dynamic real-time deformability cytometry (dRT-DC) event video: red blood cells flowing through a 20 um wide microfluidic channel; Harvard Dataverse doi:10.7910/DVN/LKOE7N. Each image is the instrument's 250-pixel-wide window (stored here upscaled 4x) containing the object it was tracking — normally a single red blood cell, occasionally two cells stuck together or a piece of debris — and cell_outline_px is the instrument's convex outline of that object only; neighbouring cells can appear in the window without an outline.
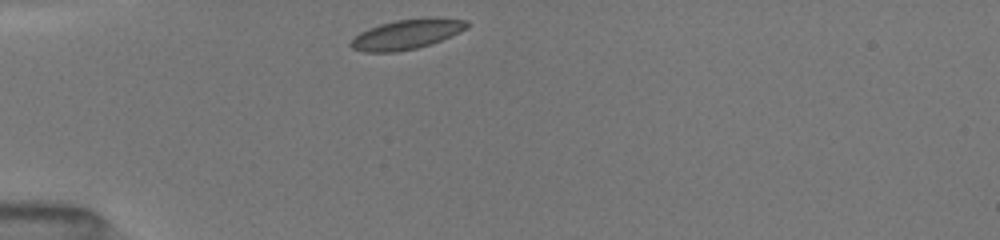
{"species": "common noctule bat (a hibernating species)", "species_latin": "Nyctalus noctula", "temperature_condition": "room temperature", "stored_images_in_passage": 14, "camera_frame_rate_fps": 3000, "um_per_image_px": 0.085, "animal": {"sex": "female", "body_mass_g": 19.5, "forearm_length_mm": 54.1}, "frame": {"image": 1, "passage_image": 1, "time_ms": 0.0, "image_size_px": [1000, 240], "cell_outline_px": [[468, 28], [460, 32], [432, 44], [416, 48], [396, 52], [364, 52], [352, 48], [348, 44], [360, 32], [368, 28], [380, 24], [396, 20], [428, 16], [436, 16], [468, 20]], "centroid_in_image_um": [34.62, 2.89], "position_along_channel_um": 50.4, "area_um2": 20.58}}
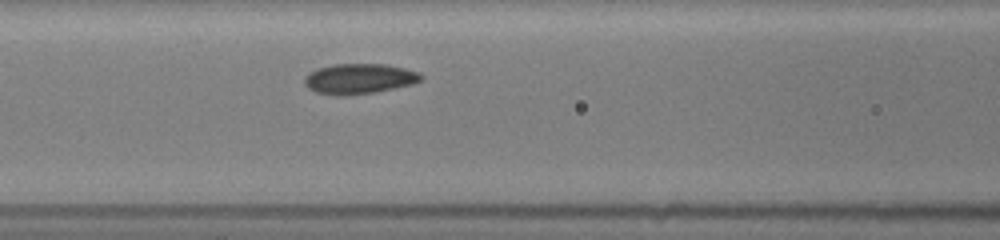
{"frame": {"image": 2, "passage_image": 7, "time_ms": 2.667, "image_size_px": [1000, 240], "cell_outline_px": [[424, 76], [420, 80], [412, 84], [376, 92], [340, 96], [336, 96], [316, 92], [308, 88], [304, 84], [304, 76], [316, 68], [332, 64], [384, 64], [404, 68], [420, 72]], "centroid_in_image_um": [30.5, 6.69], "position_along_channel_um": 136.1, "area_um2": 20.69}}
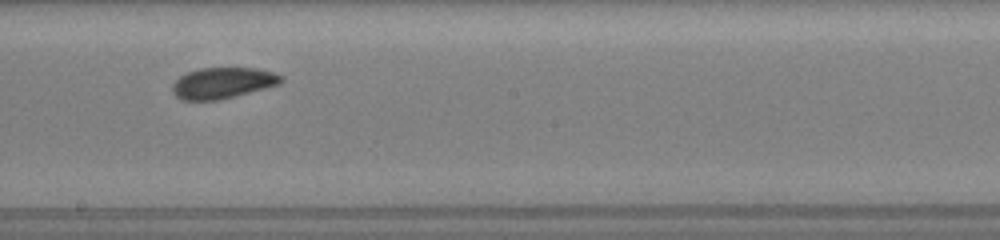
{"frame": {"image": 3, "passage_image": 12, "time_ms": 5.0, "image_size_px": [1000, 240], "cell_outline_px": [[284, 80], [280, 84], [236, 96], [220, 100], [180, 100], [172, 92], [172, 84], [180, 76], [188, 72], [200, 68], [256, 68], [272, 72], [284, 76]], "centroid_in_image_um": [18.94, 7.06], "position_along_channel_um": 229.3, "area_um2": 19.77}}